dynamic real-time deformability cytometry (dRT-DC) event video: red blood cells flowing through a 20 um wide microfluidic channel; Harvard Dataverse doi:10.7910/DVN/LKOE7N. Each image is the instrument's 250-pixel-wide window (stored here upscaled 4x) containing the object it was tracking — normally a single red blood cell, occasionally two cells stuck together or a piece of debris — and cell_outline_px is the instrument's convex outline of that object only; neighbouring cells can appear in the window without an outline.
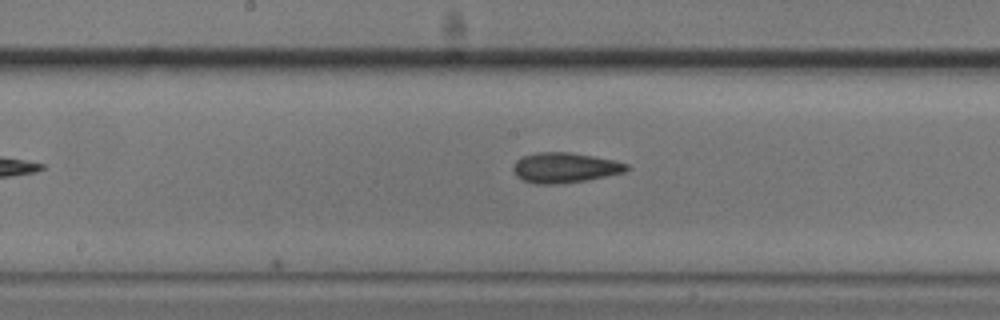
{"species": "common noctule bat (a hibernating species)", "species_latin": "Nyctalus noctula", "temperature_condition": "cold", "stored_images_in_passage": 23, "camera_frame_rate_fps": 3000, "um_per_image_px": 0.085, "animal": {"sex": "male", "body_mass_g": 20.5, "forearm_length_mm": 52.5}, "frame": {"image": 1, "passage_image": 23, "time_ms": 7.333, "image_size_px": [1000, 320], "cell_outline_px": [[632, 168], [624, 172], [588, 180], [556, 184], [536, 184], [524, 180], [516, 176], [512, 168], [516, 160], [524, 156], [536, 152], [568, 152], [616, 160], [628, 164]], "centroid_in_image_um": [48.03, 14.25], "position_along_channel_um": 200.2, "area_um2": 20.0}}